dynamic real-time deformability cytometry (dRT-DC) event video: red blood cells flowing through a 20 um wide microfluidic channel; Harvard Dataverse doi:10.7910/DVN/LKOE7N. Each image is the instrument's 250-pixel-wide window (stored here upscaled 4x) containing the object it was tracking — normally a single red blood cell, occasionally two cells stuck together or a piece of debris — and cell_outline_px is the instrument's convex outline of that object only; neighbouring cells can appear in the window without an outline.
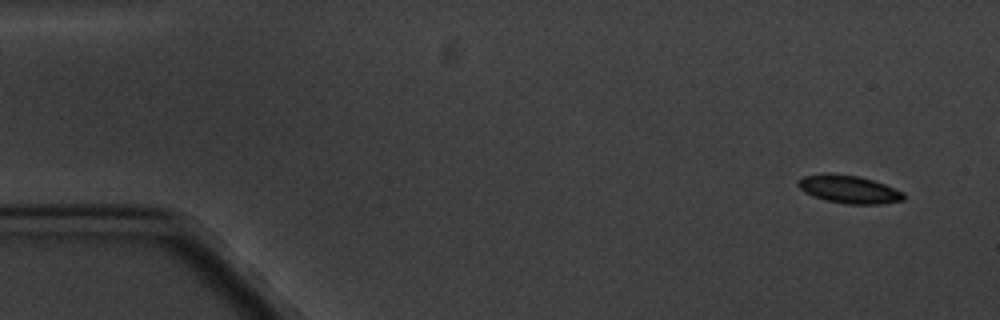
{"species": "common noctule bat (a hibernating species)", "species_latin": "Nyctalus noctula", "temperature_condition": "cold", "stored_images_in_passage": 6, "camera_frame_rate_fps": 3000, "um_per_image_px": 0.085, "animal": {"sex": "male", "body_mass_g": 20.1, "forearm_length_mm": 53.5}, "frame": {"image": 1, "passage_image": 1, "time_ms": 0.0, "image_size_px": [1000, 320], "cell_outline_px": [[904, 200], [880, 204], [844, 204], [824, 200], [804, 192], [796, 184], [796, 180], [804, 176], [860, 176], [884, 184], [904, 192]], "centroid_in_image_um": [72.2, 16.14], "position_along_channel_um": 12.8, "area_um2": 16.59}}